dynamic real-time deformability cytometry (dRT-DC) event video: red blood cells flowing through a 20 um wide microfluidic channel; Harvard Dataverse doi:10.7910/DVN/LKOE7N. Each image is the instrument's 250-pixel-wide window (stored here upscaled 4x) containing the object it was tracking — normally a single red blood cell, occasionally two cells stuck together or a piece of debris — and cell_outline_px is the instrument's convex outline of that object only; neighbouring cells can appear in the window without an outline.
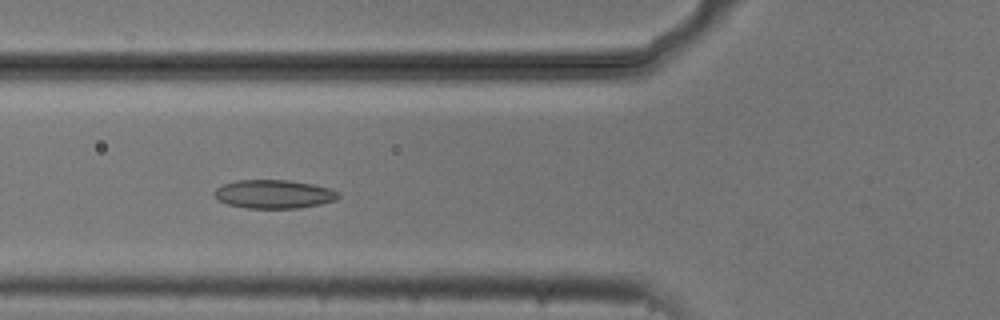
{"species": "common noctule bat (a hibernating species)", "species_latin": "Nyctalus noctula", "temperature_condition": "cold", "stored_images_in_passage": 54, "camera_frame_rate_fps": 3000, "um_per_image_px": 0.085, "animal": {"sex": "male", "body_mass_g": 20.5, "forearm_length_mm": 52.5}, "frame": {"image": 1, "passage_image": 20, "time_ms": 6.333, "image_size_px": [1000, 320], "cell_outline_px": [[340, 196], [336, 200], [320, 204], [300, 208], [248, 208], [228, 204], [220, 200], [212, 192], [216, 188], [224, 184], [236, 180], [288, 180], [312, 184], [328, 188], [340, 192]], "centroid_in_image_um": [23.3, 16.5], "position_along_channel_um": 102.5, "area_um2": 20.58}}
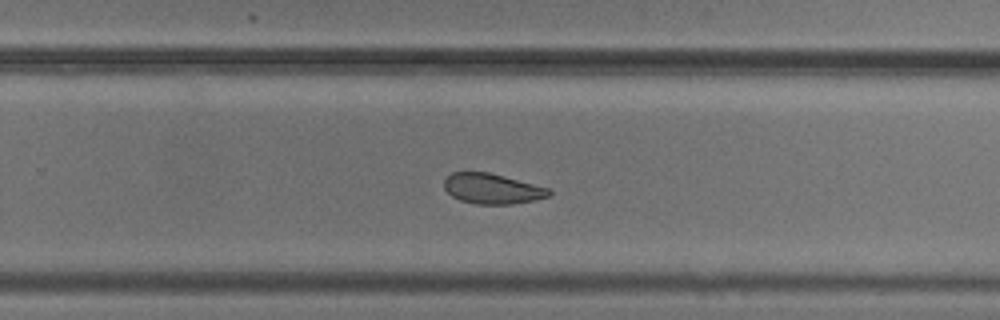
{"frame": {"image": 2, "passage_image": 35, "time_ms": 11.333, "image_size_px": [1000, 320], "cell_outline_px": [[552, 196], [536, 200], [512, 204], [476, 204], [460, 200], [452, 196], [444, 188], [444, 180], [452, 172], [488, 172], [504, 176], [548, 188], [552, 192]], "centroid_in_image_um": [41.85, 16.05], "position_along_channel_um": 287.9, "area_um2": 18.5}}
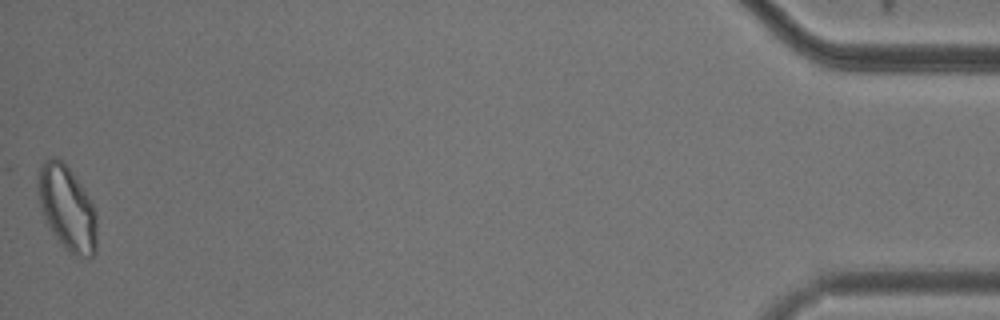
{"frame": {"image": 3, "passage_image": 54, "time_ms": 17.667, "image_size_px": [1000, 320], "cell_outline_px": [[96, 252], [92, 256], [76, 256], [68, 252], [60, 244], [44, 220], [36, 192], [36, 188], [40, 168], [44, 160], [48, 156], [56, 156], [72, 172], [88, 196], [96, 212]], "centroid_in_image_um": [5.67, 17.69], "position_along_channel_um": 429.5, "area_um2": 29.19}, "authors_computed_cell_mechanics": {"area_um2": 21.4438, "velocity_mm_per_s": 3.7056, "shape_relaxation_time_tau1_ms": null, "shape_relaxation_time_tau2_ms": 3.4207, "deformation_change_tau1": null, "deformation_change_tau2": 0.0833}}